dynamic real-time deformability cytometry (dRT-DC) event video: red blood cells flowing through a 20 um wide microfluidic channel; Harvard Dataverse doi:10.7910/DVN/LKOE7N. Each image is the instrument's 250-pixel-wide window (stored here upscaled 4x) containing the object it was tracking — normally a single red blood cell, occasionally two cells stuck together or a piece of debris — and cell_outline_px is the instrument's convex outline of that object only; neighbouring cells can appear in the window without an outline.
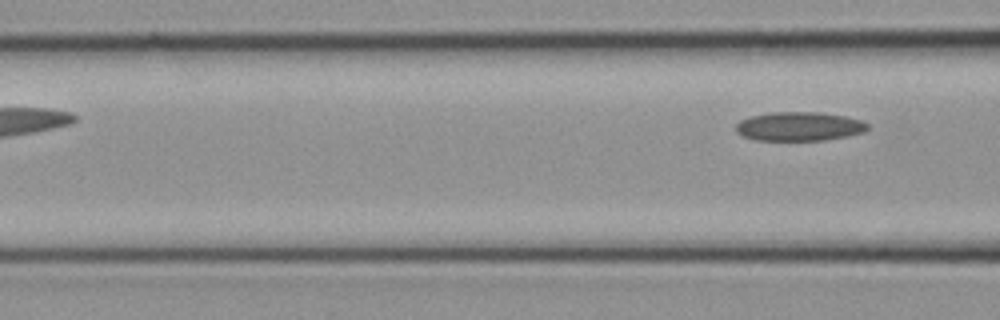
{"species": "common noctule bat (a hibernating species)", "species_latin": "Nyctalus noctula", "temperature_condition": "cold", "stored_images_in_passage": 5, "segment_of_instrument_passage": [2, 2], "camera_frame_rate_fps": 3000, "um_per_image_px": 0.085, "animal": {"sex": "female", "body_mass_g": 21.9}, "frame": {"image": 1, "passage_image": 5, "time_ms": 1.333, "image_size_px": [1000, 320], "cell_outline_px": [[868, 128], [864, 132], [848, 136], [824, 140], [756, 140], [744, 136], [736, 132], [736, 124], [740, 120], [748, 116], [772, 112], [816, 112], [844, 116], [860, 120], [868, 124]], "centroid_in_image_um": [67.91, 10.74], "position_along_channel_um": 98.7, "area_um2": 22.2}}